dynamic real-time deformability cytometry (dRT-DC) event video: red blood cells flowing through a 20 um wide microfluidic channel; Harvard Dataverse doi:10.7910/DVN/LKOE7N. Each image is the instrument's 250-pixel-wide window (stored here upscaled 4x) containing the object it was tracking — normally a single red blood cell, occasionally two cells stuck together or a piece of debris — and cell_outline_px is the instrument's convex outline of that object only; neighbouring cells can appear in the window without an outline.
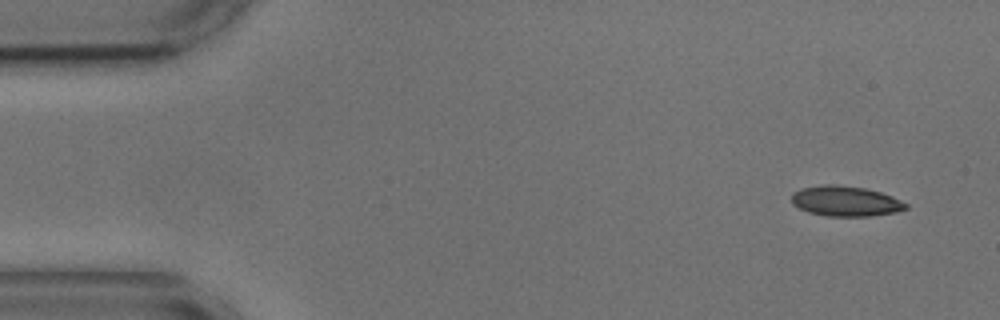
{"species": "common noctule bat (a hibernating species)", "species_latin": "Nyctalus noctula", "temperature_condition": "cold", "stored_images_in_passage": 5, "camera_frame_rate_fps": 3000, "um_per_image_px": 0.085, "animal": {"sex": "male", "body_mass_g": 17.9, "forearm_length_mm": 54.2}, "frame": {"image": 1, "passage_image": 1, "time_ms": 0.0, "image_size_px": [1000, 320], "cell_outline_px": [[908, 208], [896, 212], [872, 216], [828, 216], [808, 212], [792, 204], [792, 192], [800, 188], [820, 184], [836, 184], [864, 188], [880, 192], [892, 196], [908, 204]], "centroid_in_image_um": [71.85, 17.09], "position_along_channel_um": 13.1, "area_um2": 20.29}}
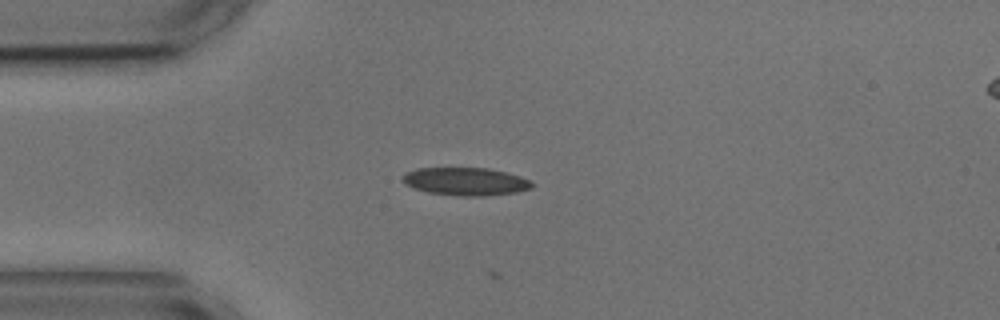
{"frame": {"image": 2, "passage_image": 4, "time_ms": 3.333, "image_size_px": [1000, 320], "cell_outline_px": [[536, 184], [532, 188], [516, 192], [480, 196], [460, 196], [428, 192], [404, 184], [400, 180], [408, 172], [416, 168], [488, 168], [508, 172], [520, 176]], "centroid_in_image_um": [39.6, 15.42], "position_along_channel_um": 45.4, "area_um2": 20.98}}